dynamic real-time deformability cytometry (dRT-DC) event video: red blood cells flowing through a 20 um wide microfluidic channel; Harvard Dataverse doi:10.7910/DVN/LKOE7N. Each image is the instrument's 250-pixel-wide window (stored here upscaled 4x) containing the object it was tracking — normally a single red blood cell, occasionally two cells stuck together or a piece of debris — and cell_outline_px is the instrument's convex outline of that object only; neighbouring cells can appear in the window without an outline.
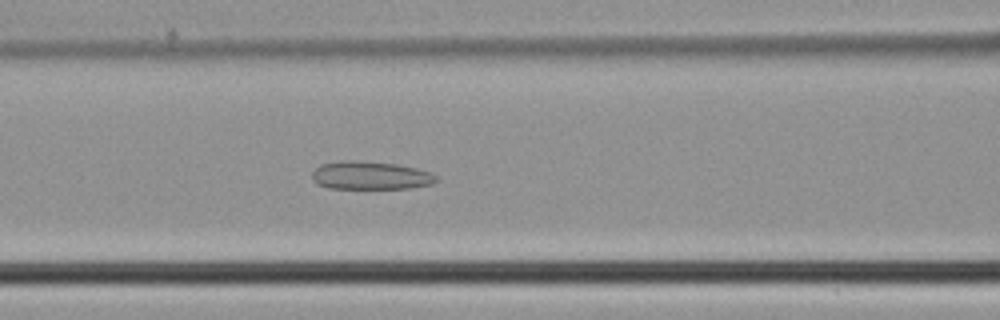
{"species": "common noctule bat (a hibernating species)", "species_latin": "Nyctalus noctula", "temperature_condition": "cold", "stored_images_in_passage": 39, "camera_frame_rate_fps": 3000, "um_per_image_px": 0.085, "animal": {"sex": "male", "body_mass_g": 21.5, "forearm_length_mm": 52.0}, "frame": {"image": 1, "passage_image": 12, "time_ms": 3.667, "image_size_px": [1000, 320], "cell_outline_px": [[440, 180], [432, 184], [412, 188], [328, 188], [316, 184], [312, 180], [312, 172], [320, 164], [340, 160], [356, 160], [396, 164], [416, 168], [432, 172]], "centroid_in_image_um": [31.49, 14.91], "position_along_channel_um": 135.1, "area_um2": 20.63}}
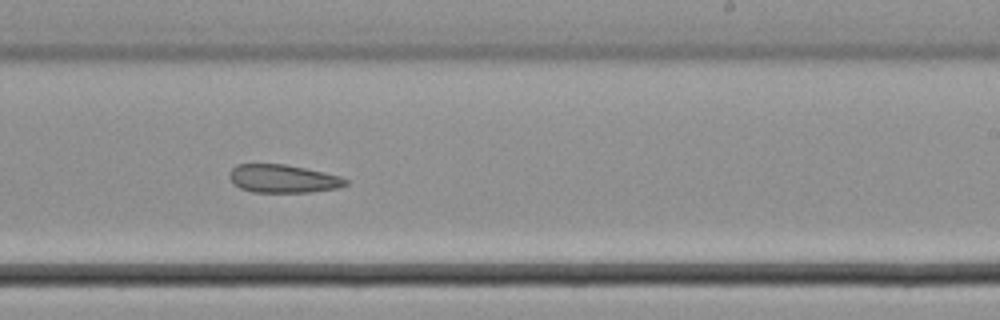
{"frame": {"image": 2, "passage_image": 21, "time_ms": 6.667, "image_size_px": [1000, 320], "cell_outline_px": [[348, 184], [340, 188], [308, 192], [252, 192], [240, 188], [232, 184], [228, 176], [228, 172], [236, 164], [284, 164], [324, 172], [340, 176], [348, 180]], "centroid_in_image_um": [24.03, 15.19], "position_along_channel_um": 265.0, "area_um2": 19.25}}
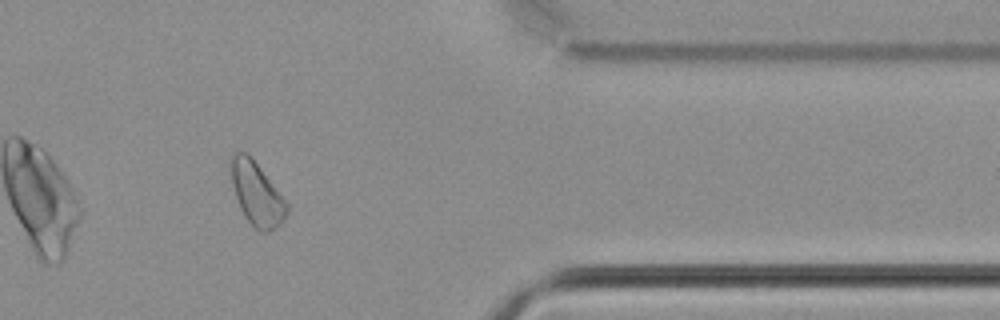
{"frame": {"image": 3, "passage_image": 31, "time_ms": 10.0, "image_size_px": [1000, 320], "cell_outline_px": [[288, 212], [280, 224], [276, 228], [268, 232], [260, 232], [244, 216], [240, 208], [232, 184], [228, 164], [228, 160], [232, 152], [248, 152], [288, 204]], "centroid_in_image_um": [21.78, 16.43], "position_along_channel_um": 389.6, "area_um2": 20.69}}